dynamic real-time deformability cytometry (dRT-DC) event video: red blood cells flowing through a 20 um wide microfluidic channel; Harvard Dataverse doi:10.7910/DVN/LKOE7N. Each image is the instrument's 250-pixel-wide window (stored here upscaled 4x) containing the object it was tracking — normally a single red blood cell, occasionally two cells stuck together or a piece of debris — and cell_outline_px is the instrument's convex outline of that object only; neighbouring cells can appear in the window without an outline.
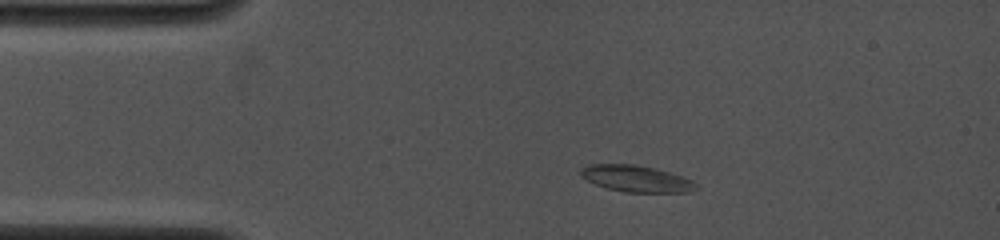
{"species": "common noctule bat (a hibernating species)", "species_latin": "Nyctalus noctula", "temperature_condition": "cold", "stored_images_in_passage": 7, "camera_frame_rate_fps": 4000, "um_per_image_px": 0.085, "animal": {"sex": "female", "body_mass_g": 19.0, "forearm_length_mm": 53.3}, "frame": {"image": 1, "passage_image": 3, "time_ms": 1.25, "image_size_px": [1000, 240], "cell_outline_px": [[700, 188], [692, 192], [624, 192], [608, 188], [596, 184], [580, 176], [580, 168], [588, 164], [632, 164], [652, 168], [684, 176], [692, 180]], "centroid_in_image_um": [54.1, 15.19], "position_along_channel_um": 30.9, "area_um2": 17.8}}
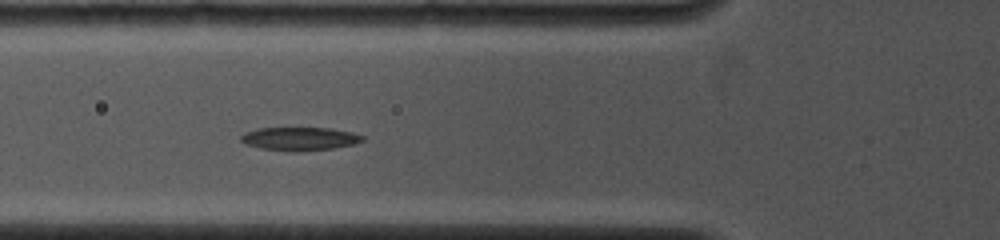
{"frame": {"image": 2, "passage_image": 6, "time_ms": 4.0, "image_size_px": [1000, 240], "cell_outline_px": [[364, 140], [352, 144], [332, 148], [300, 152], [288, 152], [260, 148], [244, 144], [240, 140], [240, 136], [244, 132], [256, 128], [332, 128], [352, 132], [364, 136]], "centroid_in_image_um": [25.42, 11.8], "position_along_channel_um": 100.4, "area_um2": 16.76}}
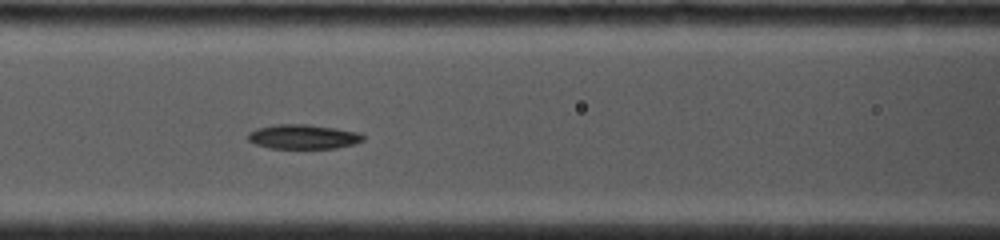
{"frame": {"image": 3, "passage_image": 7, "time_ms": 5.0, "image_size_px": [1000, 240], "cell_outline_px": [[364, 140], [356, 144], [336, 148], [272, 148], [256, 144], [248, 140], [248, 132], [256, 128], [272, 124], [308, 124], [336, 128], [360, 132], [364, 136]], "centroid_in_image_um": [25.79, 11.61], "position_along_channel_um": 140.8, "area_um2": 16.59}}